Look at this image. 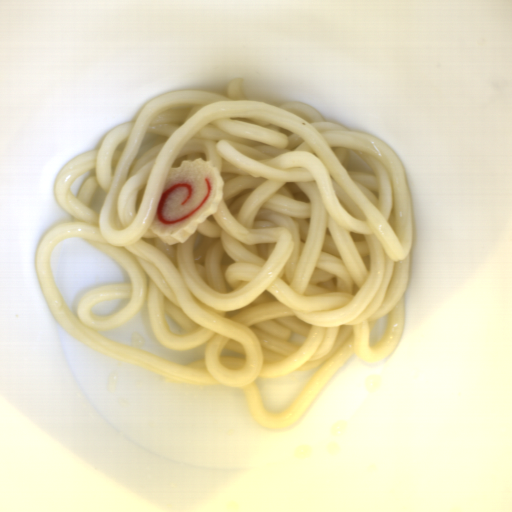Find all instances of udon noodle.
Masks as SVG:
<instances>
[{"label": "udon noodle", "instance_id": "udon-noodle-1", "mask_svg": "<svg viewBox=\"0 0 512 512\" xmlns=\"http://www.w3.org/2000/svg\"><path fill=\"white\" fill-rule=\"evenodd\" d=\"M243 81L159 95L98 150L68 162L53 192L72 220L46 232L34 264L59 327L77 342L165 382L237 387L252 421L286 428L352 354L374 363L395 351L413 245L410 191L403 160L381 139L309 103L257 101ZM199 158L221 171L223 198L194 235L170 246L149 229L164 182L169 169ZM71 237L130 277L88 291L78 317L50 269L53 248ZM121 299L118 313L91 312ZM145 300L157 339L175 350L205 345L204 359L183 366L96 333L125 323ZM314 368L287 411L267 412L257 377Z\"/></svg>", "mask_w": 512, "mask_h": 512}]
</instances>
